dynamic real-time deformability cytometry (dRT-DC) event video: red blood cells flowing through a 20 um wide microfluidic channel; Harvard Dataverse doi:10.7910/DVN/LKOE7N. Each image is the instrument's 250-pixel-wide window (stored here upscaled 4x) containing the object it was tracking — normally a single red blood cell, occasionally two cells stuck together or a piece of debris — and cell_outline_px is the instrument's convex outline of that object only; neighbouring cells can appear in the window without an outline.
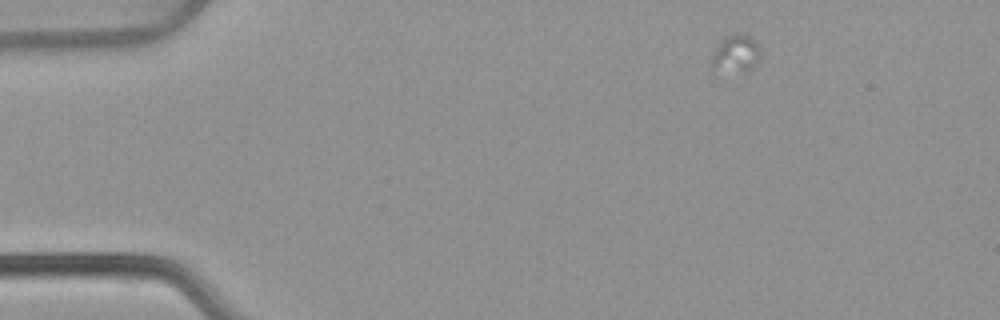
{"species": "common noctule bat (a hibernating species)", "species_latin": "Nyctalus noctula", "temperature_condition": "warm", "stored_images_in_passage": 12, "camera_frame_rate_fps": 3000, "um_per_image_px": 0.085, "animal": {"sex": "female", "body_mass_g": 22.7, "forearm_length_mm": 54.2}, "frame": {"image": 1, "passage_image": 1, "time_ms": 0.0, "image_size_px": [1000, 320], "cell_outline_px": [[760, 56], [756, 68], [748, 72], [744, 72], [712, 68], [708, 64], [720, 40], [724, 36], [736, 32], [740, 32], [748, 36], [756, 44]], "centroid_in_image_um": [62.53, 4.57], "position_along_channel_um": 22.5, "area_um2": 10.81}}